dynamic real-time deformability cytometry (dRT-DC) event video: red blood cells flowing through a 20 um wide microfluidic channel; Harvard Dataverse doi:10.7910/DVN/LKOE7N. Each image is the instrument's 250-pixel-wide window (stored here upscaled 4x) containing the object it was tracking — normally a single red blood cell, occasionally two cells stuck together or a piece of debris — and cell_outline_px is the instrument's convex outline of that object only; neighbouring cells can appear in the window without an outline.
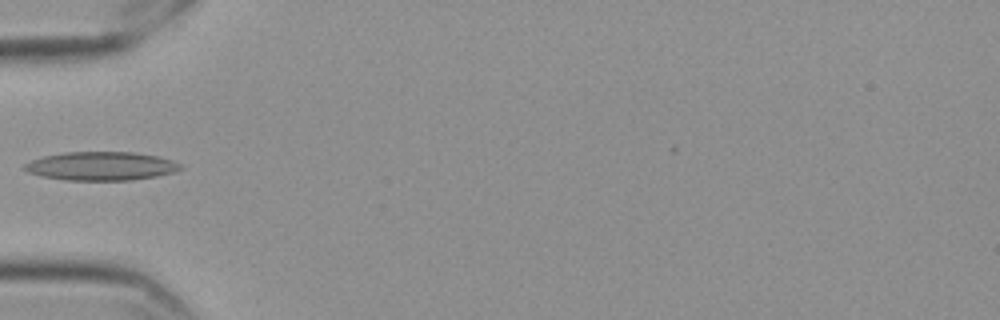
{"species": "Egyptian fruit bat (a non-hibernating species)", "species_latin": "Rousettus aegyptiacus", "temperature_condition": "cold", "stored_images_in_passage": 39, "camera_frame_rate_fps": 3000, "um_per_image_px": 0.085, "frame": {"image": 1, "passage_image": 1, "time_ms": 0.0, "image_size_px": [1000, 320], "cell_outline_px": [[184, 168], [172, 172], [156, 176], [132, 180], [64, 180], [40, 176], [28, 172], [24, 168], [24, 164], [32, 160], [44, 156], [64, 152], [132, 152], [160, 156], [172, 160], [180, 164]], "centroid_in_image_um": [8.6, 14.11], "position_along_channel_um": 76.4, "area_um2": 26.01}}
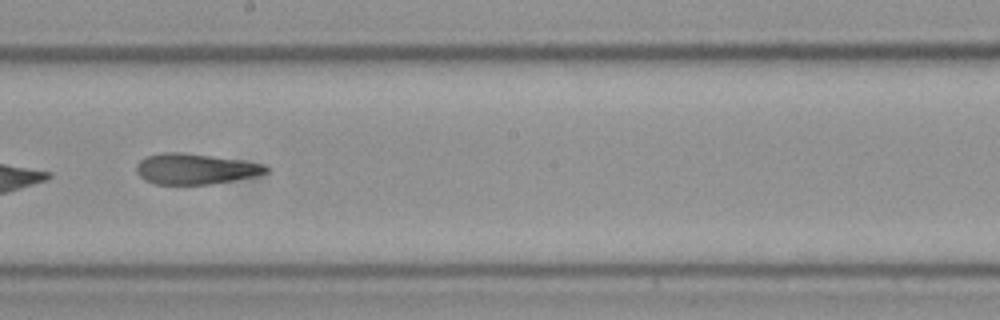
{"frame": {"image": 2, "passage_image": 14, "time_ms": 4.333, "image_size_px": [1000, 320], "cell_outline_px": [[268, 172], [252, 176], [212, 184], [156, 184], [144, 180], [136, 172], [136, 164], [140, 160], [148, 156], [164, 152], [180, 152], [240, 160], [264, 164], [268, 168]], "centroid_in_image_um": [16.55, 14.36], "position_along_channel_um": 231.7, "area_um2": 22.83}}
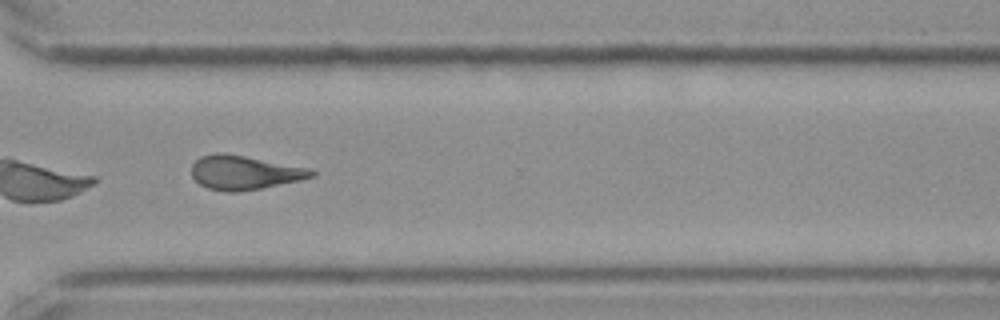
{"frame": {"image": 3, "passage_image": 24, "time_ms": 7.667, "image_size_px": [1000, 320], "cell_outline_px": [[316, 176], [300, 180], [240, 192], [224, 192], [208, 188], [200, 184], [192, 176], [192, 164], [200, 156], [216, 152], [224, 152], [308, 168], [316, 172]], "centroid_in_image_um": [20.74, 14.66], "position_along_channel_um": 349.9, "area_um2": 23.76}}